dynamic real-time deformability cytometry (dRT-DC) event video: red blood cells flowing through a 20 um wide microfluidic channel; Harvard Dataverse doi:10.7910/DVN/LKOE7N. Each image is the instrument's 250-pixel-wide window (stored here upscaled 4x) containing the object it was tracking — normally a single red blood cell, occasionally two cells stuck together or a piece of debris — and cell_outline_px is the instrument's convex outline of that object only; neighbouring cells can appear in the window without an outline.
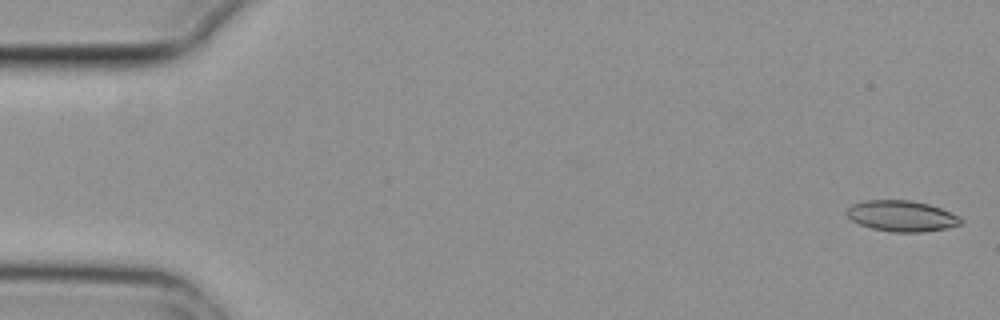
{"species": "common noctule bat (a hibernating species)", "species_latin": "Nyctalus noctula", "temperature_condition": "cold", "stored_images_in_passage": 5, "camera_frame_rate_fps": 3000, "um_per_image_px": 0.085, "animal": {"sex": "female", "body_mass_g": 29.2, "forearm_length_mm": 56.3}, "frame": {"image": 1, "passage_image": 1, "time_ms": 0.0, "image_size_px": [1000, 320], "cell_outline_px": [[964, 220], [960, 224], [948, 228], [920, 232], [892, 232], [872, 228], [860, 224], [852, 220], [844, 212], [852, 204], [864, 200], [908, 200], [928, 204], [940, 208]], "centroid_in_image_um": [76.6, 18.36], "position_along_channel_um": 8.4, "area_um2": 20.35}}
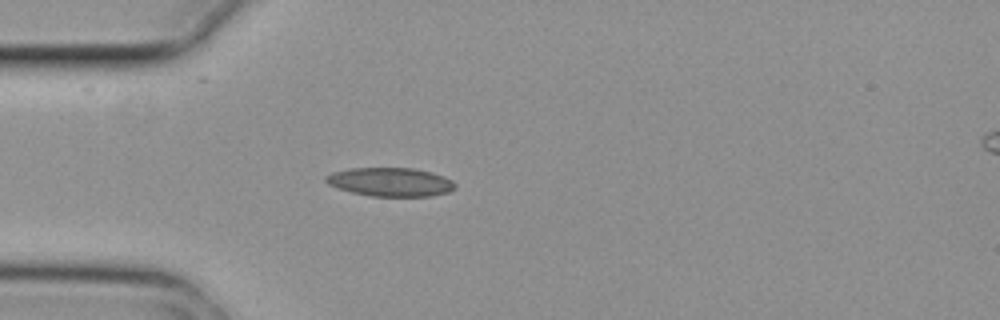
{"frame": {"image": 2, "passage_image": 5, "time_ms": 1.333, "image_size_px": [1000, 320], "cell_outline_px": [[456, 188], [448, 192], [428, 196], [372, 196], [352, 192], [328, 184], [324, 180], [324, 176], [332, 172], [348, 168], [412, 168], [432, 172], [444, 176], [452, 180], [456, 184]], "centroid_in_image_um": [33.19, 15.46], "position_along_channel_um": 51.8, "area_um2": 21.62}}